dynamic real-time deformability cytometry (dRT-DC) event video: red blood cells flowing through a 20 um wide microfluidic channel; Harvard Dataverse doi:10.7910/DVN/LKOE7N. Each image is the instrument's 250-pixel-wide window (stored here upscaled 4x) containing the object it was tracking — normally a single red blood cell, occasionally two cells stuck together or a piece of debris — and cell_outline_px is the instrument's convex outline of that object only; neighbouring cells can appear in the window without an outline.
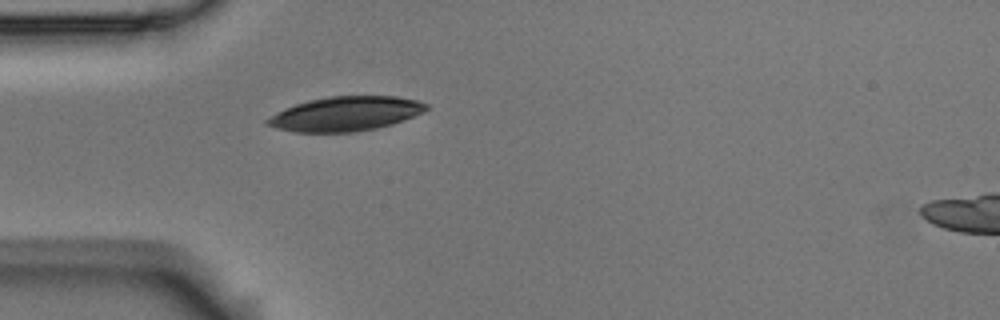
{"species": "Egyptian fruit bat (a non-hibernating species)", "species_latin": "Rousettus aegyptiacus", "temperature_condition": "room temperature", "stored_images_in_passage": 1, "camera_frame_rate_fps": 3000, "um_per_image_px": 0.085, "animal": {"sex": "male"}, "frame": {"image": 1, "passage_image": 1, "time_ms": 0.0, "image_size_px": [1000, 320], "cell_outline_px": [[428, 108], [424, 112], [392, 124], [376, 128], [356, 132], [296, 132], [276, 128], [268, 124], [264, 120], [276, 112], [296, 104], [308, 100], [328, 96], [396, 96], [416, 100], [428, 104]], "centroid_in_image_um": [29.38, 9.67], "position_along_channel_um": 55.6, "area_um2": 31.79}}